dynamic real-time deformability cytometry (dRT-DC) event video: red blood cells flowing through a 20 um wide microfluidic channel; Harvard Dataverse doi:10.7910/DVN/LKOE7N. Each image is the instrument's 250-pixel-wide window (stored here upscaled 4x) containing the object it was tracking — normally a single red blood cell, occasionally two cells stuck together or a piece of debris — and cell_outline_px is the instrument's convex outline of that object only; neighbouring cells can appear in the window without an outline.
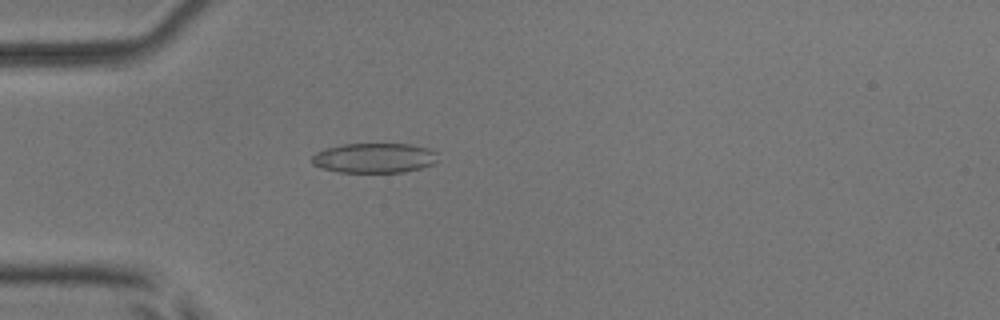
{"species": "common noctule bat (a hibernating species)", "species_latin": "Nyctalus noctula", "temperature_condition": "room temperature", "stored_images_in_passage": 4, "camera_frame_rate_fps": 3000, "um_per_image_px": 0.085, "animal": {"sex": "male", "body_mass_g": 17.9, "forearm_length_mm": 54.2}, "frame": {"image": 1, "passage_image": 4, "time_ms": 4.667, "image_size_px": [1000, 320], "cell_outline_px": [[436, 160], [432, 164], [420, 168], [404, 172], [336, 172], [312, 164], [312, 156], [316, 152], [328, 148], [344, 144], [412, 144], [428, 148], [436, 152]], "centroid_in_image_um": [31.81, 13.43], "position_along_channel_um": 53.2, "area_um2": 21.73}}